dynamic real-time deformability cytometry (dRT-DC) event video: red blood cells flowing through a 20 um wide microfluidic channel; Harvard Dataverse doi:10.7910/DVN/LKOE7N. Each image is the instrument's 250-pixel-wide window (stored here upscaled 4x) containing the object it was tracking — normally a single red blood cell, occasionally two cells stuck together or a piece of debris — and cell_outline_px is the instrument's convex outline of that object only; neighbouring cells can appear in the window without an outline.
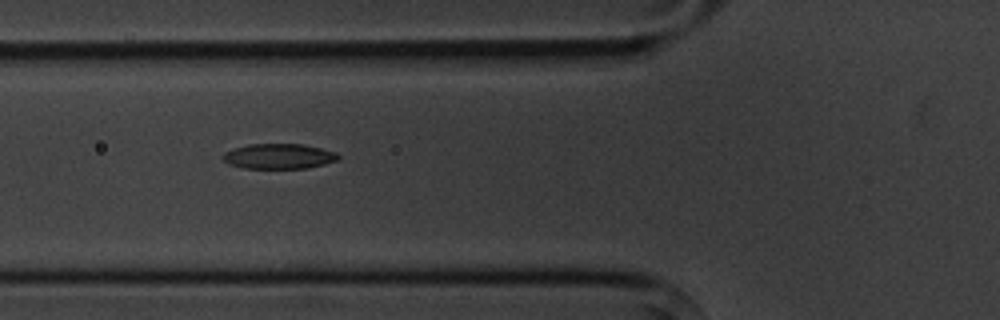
{"species": "common noctule bat (a hibernating species)", "species_latin": "Nyctalus noctula", "temperature_condition": "cold", "stored_images_in_passage": 11, "camera_frame_rate_fps": 3000, "um_per_image_px": 0.085, "animal": {"sex": "male", "body_mass_g": 20.1, "forearm_length_mm": 53.5}, "frame": {"image": 1, "passage_image": 2, "time_ms": 1.0, "image_size_px": [1000, 320], "cell_outline_px": [[340, 156], [336, 160], [324, 164], [308, 168], [244, 168], [228, 164], [220, 156], [224, 152], [232, 148], [248, 144], [304, 144], [336, 152]], "centroid_in_image_um": [23.66, 13.28], "position_along_channel_um": 102.1, "area_um2": 16.99}}
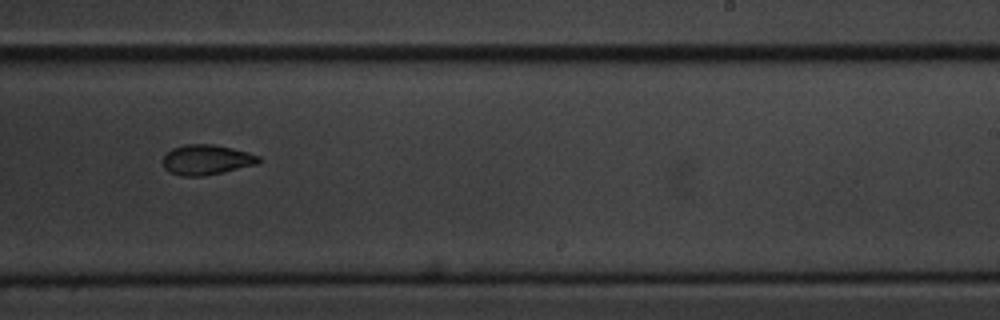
{"frame": {"image": 2, "passage_image": 6, "time_ms": 5.667, "image_size_px": [1000, 320], "cell_outline_px": [[260, 160], [256, 164], [204, 176], [184, 176], [172, 172], [164, 168], [164, 156], [172, 148], [184, 144], [212, 144], [232, 148], [248, 152], [260, 156]], "centroid_in_image_um": [17.55, 13.56], "position_along_channel_um": 271.4, "area_um2": 16.53}}
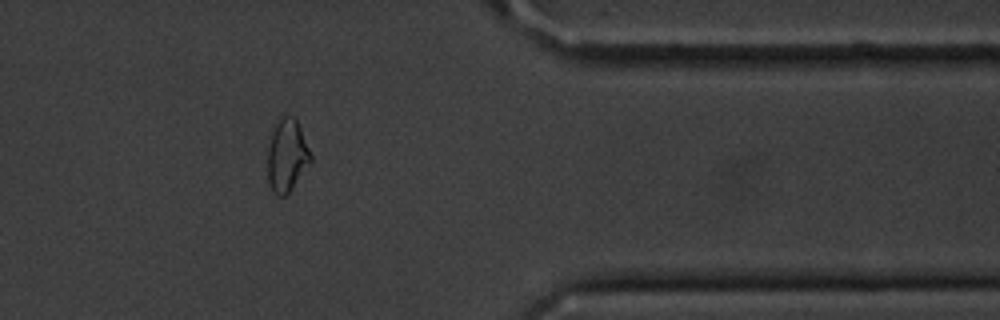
{"frame": {"image": 3, "passage_image": 9, "time_ms": 9.333, "image_size_px": [1000, 320], "cell_outline_px": [[312, 160], [288, 192], [284, 196], [276, 196], [272, 192], [268, 180], [268, 148], [272, 124], [284, 116], [292, 116], [296, 120], [300, 128], [312, 156]], "centroid_in_image_um": [24.36, 13.2], "position_along_channel_um": 387.0, "area_um2": 18.09}, "authors_computed_cell_mechanics": {"area_um2": 17.5134, "velocity_mm_per_s": 3.6189, "shape_relaxation_time_tau1_ms": 2.7074, "shape_relaxation_time_tau2_ms": 5.6941, "deformation_change_tau1": 0.1196, "deformation_change_tau2": 0.1179}}